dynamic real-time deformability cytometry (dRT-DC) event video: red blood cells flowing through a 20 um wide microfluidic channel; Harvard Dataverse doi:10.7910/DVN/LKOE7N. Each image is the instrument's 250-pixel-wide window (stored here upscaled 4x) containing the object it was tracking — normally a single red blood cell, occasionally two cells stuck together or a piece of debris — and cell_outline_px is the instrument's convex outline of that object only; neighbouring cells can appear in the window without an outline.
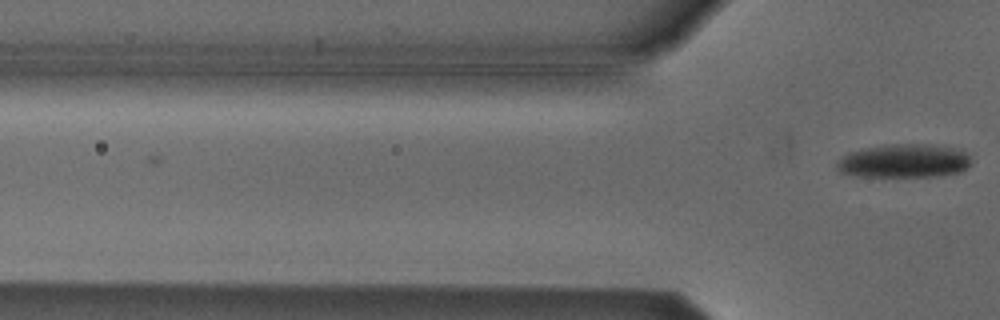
{"species": "Egyptian fruit bat (a non-hibernating species)", "species_latin": "Rousettus aegyptiacus", "temperature_condition": "cold", "stored_images_in_passage": 3, "camera_frame_rate_fps": 3000, "um_per_image_px": 0.085, "animal": {"sex": "male"}, "frame": {"image": 1, "passage_image": 3, "time_ms": 0.667, "image_size_px": [1000, 320], "cell_outline_px": [[972, 164], [968, 168], [960, 172], [936, 176], [856, 176], [840, 172], [836, 168], [836, 160], [848, 152], [884, 144], [936, 144], [964, 148], [972, 152]], "centroid_in_image_um": [76.95, 13.65], "position_along_channel_um": 48.8, "area_um2": 27.22}}